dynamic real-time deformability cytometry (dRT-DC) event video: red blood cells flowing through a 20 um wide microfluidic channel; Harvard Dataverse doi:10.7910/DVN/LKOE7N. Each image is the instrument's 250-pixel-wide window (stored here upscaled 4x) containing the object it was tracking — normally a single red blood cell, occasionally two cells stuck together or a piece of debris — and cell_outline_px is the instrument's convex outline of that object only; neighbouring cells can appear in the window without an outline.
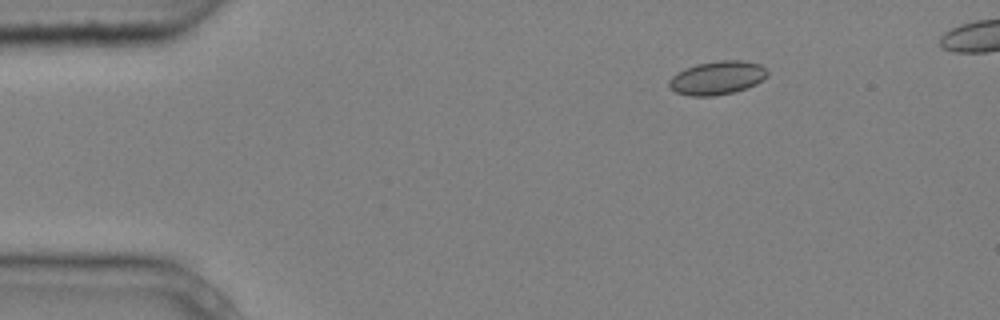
{"species": "common noctule bat (a hibernating species)", "species_latin": "Nyctalus noctula", "temperature_condition": "cold", "stored_images_in_passage": 5, "camera_frame_rate_fps": 3000, "um_per_image_px": 0.085, "animal": {"sex": "male", "body_mass_g": 20.4}, "frame": {"image": 1, "passage_image": 1, "time_ms": 0.0, "image_size_px": [1000, 320], "cell_outline_px": [[768, 76], [756, 84], [748, 88], [732, 92], [712, 96], [688, 96], [676, 92], [668, 88], [668, 80], [676, 72], [684, 68], [696, 64], [720, 60], [740, 60], [760, 64], [768, 68]], "centroid_in_image_um": [60.95, 6.61], "position_along_channel_um": 24.1, "area_um2": 19.54}}